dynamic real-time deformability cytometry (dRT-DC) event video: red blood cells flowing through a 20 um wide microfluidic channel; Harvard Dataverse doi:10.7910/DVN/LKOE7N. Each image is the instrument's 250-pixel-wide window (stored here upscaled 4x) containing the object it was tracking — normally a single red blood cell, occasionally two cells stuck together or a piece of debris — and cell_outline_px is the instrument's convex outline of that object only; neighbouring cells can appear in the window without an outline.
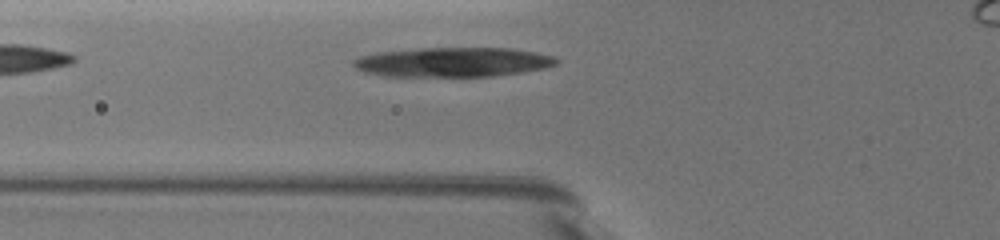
{"species": "common noctule bat (a hibernating species)", "species_latin": "Nyctalus noctula", "temperature_condition": "warm", "stored_images_in_passage": 3, "camera_frame_rate_fps": 3000, "um_per_image_px": 0.085, "animal": {"sex": "female", "body_mass_g": 19.5, "forearm_length_mm": 54.1}, "frame": {"image": 1, "passage_image": 2, "time_ms": 0.333, "image_size_px": [1000, 240], "cell_outline_px": [[560, 60], [556, 64], [544, 68], [520, 72], [488, 76], [384, 76], [364, 72], [356, 68], [352, 64], [352, 60], [360, 56], [384, 52], [424, 48], [512, 48], [536, 52], [552, 56]], "centroid_in_image_um": [38.5, 5.28], "position_along_channel_um": 87.3, "area_um2": 34.56}}